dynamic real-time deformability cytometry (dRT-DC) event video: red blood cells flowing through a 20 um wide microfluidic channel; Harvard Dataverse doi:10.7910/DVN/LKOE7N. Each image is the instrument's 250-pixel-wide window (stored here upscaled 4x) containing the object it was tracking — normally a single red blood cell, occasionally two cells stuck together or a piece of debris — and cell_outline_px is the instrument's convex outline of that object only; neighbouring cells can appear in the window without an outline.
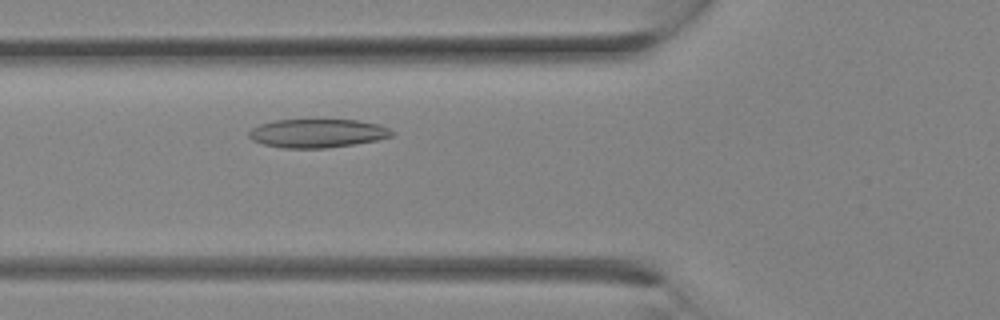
{"species": "Egyptian fruit bat (a non-hibernating species)", "species_latin": "Rousettus aegyptiacus", "temperature_condition": "room temperature", "stored_images_in_passage": 7, "camera_frame_rate_fps": 3000, "um_per_image_px": 0.085, "animal": {"sex": "female"}, "frame": {"image": 1, "passage_image": 7, "time_ms": 2.0, "image_size_px": [1000, 320], "cell_outline_px": [[396, 132], [392, 136], [376, 140], [356, 144], [328, 148], [284, 148], [260, 144], [252, 140], [248, 136], [248, 132], [252, 128], [260, 124], [272, 120], [360, 120], [376, 124], [388, 128]], "centroid_in_image_um": [26.95, 11.33], "position_along_channel_um": 98.8, "area_um2": 23.99}}